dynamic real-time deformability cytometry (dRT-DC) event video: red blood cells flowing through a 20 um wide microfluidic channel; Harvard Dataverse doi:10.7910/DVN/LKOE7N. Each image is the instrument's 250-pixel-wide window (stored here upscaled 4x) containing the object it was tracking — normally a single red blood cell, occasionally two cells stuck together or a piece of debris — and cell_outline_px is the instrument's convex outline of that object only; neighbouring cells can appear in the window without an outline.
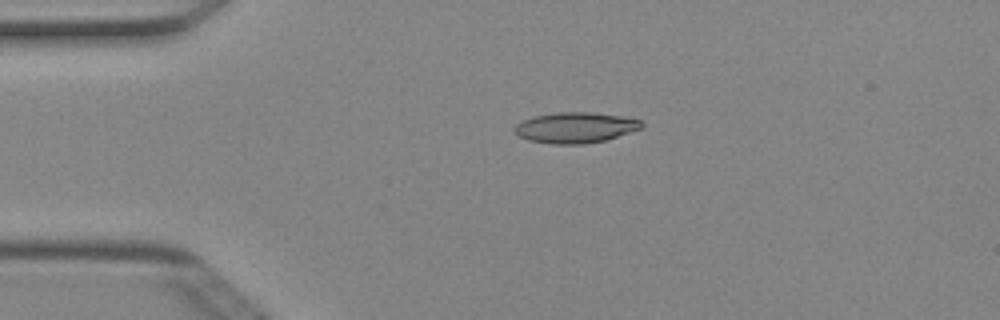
{"species": "Egyptian fruit bat (a non-hibernating species)", "species_latin": "Rousettus aegyptiacus", "temperature_condition": "cold", "stored_images_in_passage": 40, "camera_frame_rate_fps": 3000, "um_per_image_px": 0.085, "animal": {"sex": "female"}, "frame": {"image": 1, "passage_image": 1, "time_ms": 0.0, "image_size_px": [1000, 320], "cell_outline_px": [[644, 128], [604, 140], [584, 144], [552, 144], [528, 140], [520, 136], [512, 128], [516, 124], [524, 120], [536, 116], [556, 112], [592, 112], [620, 116], [640, 120], [644, 124]], "centroid_in_image_um": [48.92, 10.84], "position_along_channel_um": 36.1, "area_um2": 22.6}}
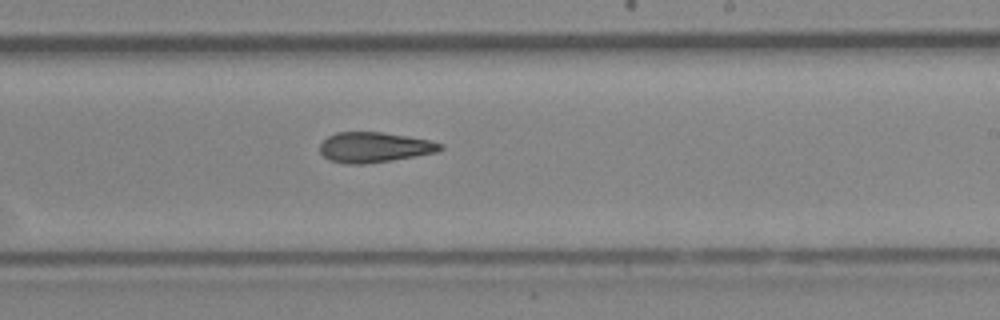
{"frame": {"image": 2, "passage_image": 20, "time_ms": 6.333, "image_size_px": [1000, 320], "cell_outline_px": [[444, 148], [436, 152], [416, 156], [392, 160], [364, 164], [344, 164], [328, 160], [320, 152], [320, 144], [328, 136], [336, 132], [380, 132], [408, 136], [428, 140], [444, 144]], "centroid_in_image_um": [31.8, 12.52], "position_along_channel_um": 257.2, "area_um2": 21.27}}
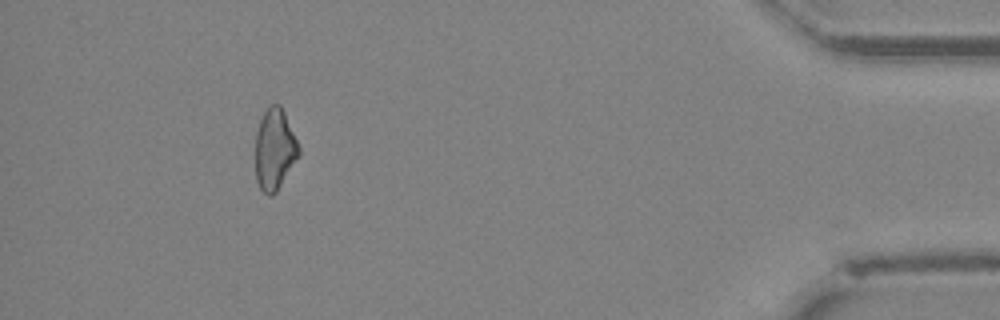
{"frame": {"image": 3, "passage_image": 36, "time_ms": 11.667, "image_size_px": [1000, 320], "cell_outline_px": [[300, 156], [276, 192], [272, 196], [268, 196], [260, 188], [256, 180], [256, 132], [260, 120], [264, 112], [272, 104], [280, 104], [284, 112], [300, 148]], "centroid_in_image_um": [23.35, 12.72], "position_along_channel_um": 411.8, "area_um2": 20.46}, "authors_computed_cell_mechanics": {"area_um2": 21.5594, "velocity_mm_per_s": 4.0387, "shape_relaxation_time_tau1_ms": null, "shape_relaxation_time_tau2_ms": 10.0855, "deformation_change_tau1": null, "deformation_change_tau2": 0.2296}}